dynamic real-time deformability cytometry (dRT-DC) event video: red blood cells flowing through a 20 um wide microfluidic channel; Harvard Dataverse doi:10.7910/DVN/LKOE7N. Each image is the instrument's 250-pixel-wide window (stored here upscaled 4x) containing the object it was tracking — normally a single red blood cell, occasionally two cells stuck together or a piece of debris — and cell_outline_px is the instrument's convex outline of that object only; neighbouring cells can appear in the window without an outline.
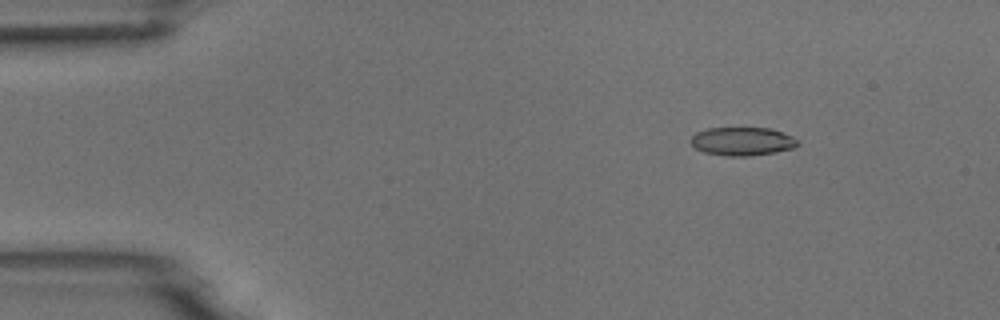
{"species": "common noctule bat (a hibernating species)", "species_latin": "Nyctalus noctula", "temperature_condition": "room temperature", "stored_images_in_passage": 5, "camera_frame_rate_fps": 3000, "um_per_image_px": 0.085, "animal": {"sex": "male", "body_mass_g": 18.8}, "frame": {"image": 1, "passage_image": 2, "time_ms": 1.333, "image_size_px": [1000, 320], "cell_outline_px": [[796, 144], [792, 148], [776, 152], [748, 156], [728, 156], [704, 152], [696, 148], [692, 144], [692, 136], [696, 132], [708, 128], [768, 128], [792, 136], [796, 140]], "centroid_in_image_um": [63.06, 12.01], "position_along_channel_um": 21.9, "area_um2": 17.34}}
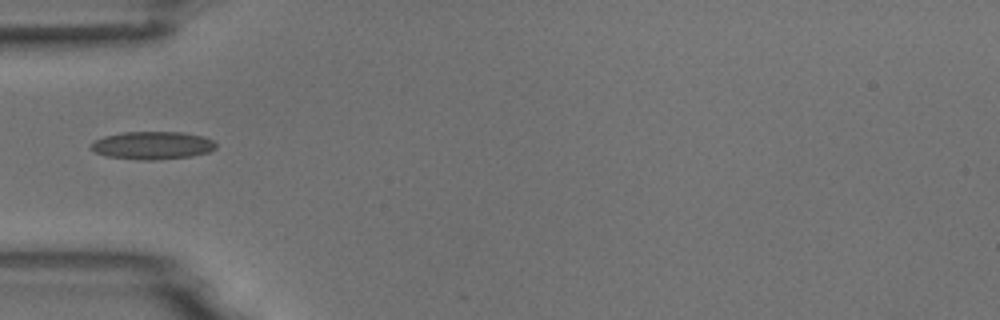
{"frame": {"image": 2, "passage_image": 5, "time_ms": 4.667, "image_size_px": [1000, 320], "cell_outline_px": [[216, 148], [208, 152], [192, 156], [152, 160], [140, 160], [108, 156], [96, 152], [92, 148], [92, 144], [96, 140], [104, 136], [124, 132], [180, 132], [204, 136], [212, 140], [216, 144]], "centroid_in_image_um": [13.0, 12.35], "position_along_channel_um": 72.0, "area_um2": 20.06}}